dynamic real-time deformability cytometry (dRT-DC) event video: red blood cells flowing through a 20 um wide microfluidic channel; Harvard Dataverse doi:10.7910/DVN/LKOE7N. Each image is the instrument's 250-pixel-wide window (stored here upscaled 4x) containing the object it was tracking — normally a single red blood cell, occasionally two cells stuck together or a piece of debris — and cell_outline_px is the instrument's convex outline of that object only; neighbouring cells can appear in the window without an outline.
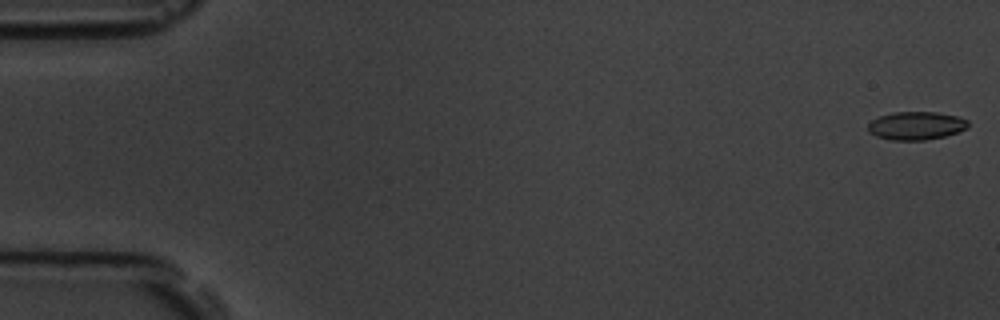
{"species": "common noctule bat (a hibernating species)", "species_latin": "Nyctalus noctula", "temperature_condition": "room temperature", "stored_images_in_passage": 58, "camera_frame_rate_fps": 3000, "um_per_image_px": 0.085, "animal": {"sex": "male", "body_mass_g": 19.5, "forearm_length_mm": 54.6}, "frame": {"image": 1, "passage_image": 1, "time_ms": 0.0, "image_size_px": [1000, 320], "cell_outline_px": [[968, 128], [944, 136], [924, 140], [892, 140], [876, 136], [868, 132], [868, 124], [872, 120], [880, 116], [892, 112], [936, 112], [956, 116], [968, 120]], "centroid_in_image_um": [77.85, 10.68], "position_along_channel_um": 7.1, "area_um2": 16.36}}
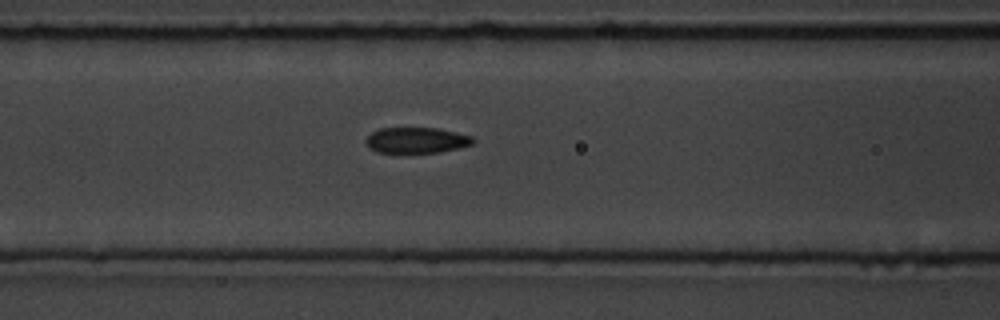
{"frame": {"image": 2, "passage_image": 24, "time_ms": 7.667, "image_size_px": [1000, 320], "cell_outline_px": [[476, 140], [472, 144], [460, 148], [440, 152], [376, 152], [368, 148], [364, 140], [372, 132], [380, 128], [436, 128], [456, 132], [472, 136]], "centroid_in_image_um": [35.4, 11.92], "position_along_channel_um": 131.2, "area_um2": 16.13}}
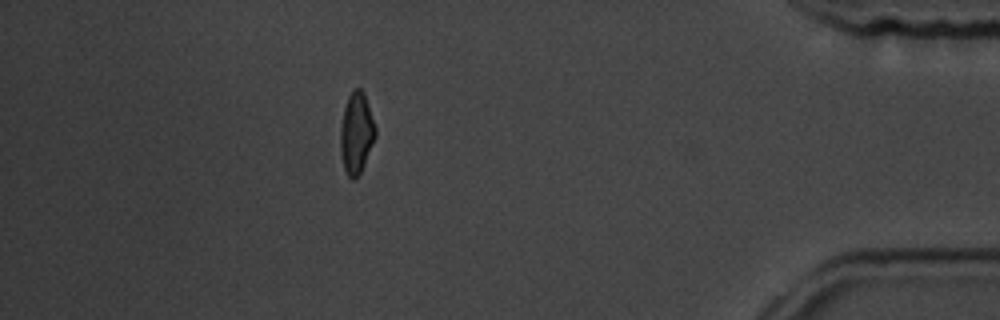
{"frame": {"image": 3, "passage_image": 51, "time_ms": 16.667, "image_size_px": [1000, 320], "cell_outline_px": [[376, 136], [364, 164], [356, 180], [352, 180], [348, 176], [344, 168], [340, 152], [340, 128], [344, 108], [348, 96], [352, 88], [360, 88], [364, 92], [376, 128]], "centroid_in_image_um": [30.28, 11.3], "position_along_channel_um": 404.9, "area_um2": 16.65}, "authors_computed_cell_mechanics": {"area_um2": 16.6175, "velocity_mm_per_s": 3.5741, "shape_relaxation_time_tau1_ms": 2.957, "shape_relaxation_time_tau2_ms": 2.2987, "deformation_change_tau1": 0.1184, "deformation_change_tau2": 0.072}}